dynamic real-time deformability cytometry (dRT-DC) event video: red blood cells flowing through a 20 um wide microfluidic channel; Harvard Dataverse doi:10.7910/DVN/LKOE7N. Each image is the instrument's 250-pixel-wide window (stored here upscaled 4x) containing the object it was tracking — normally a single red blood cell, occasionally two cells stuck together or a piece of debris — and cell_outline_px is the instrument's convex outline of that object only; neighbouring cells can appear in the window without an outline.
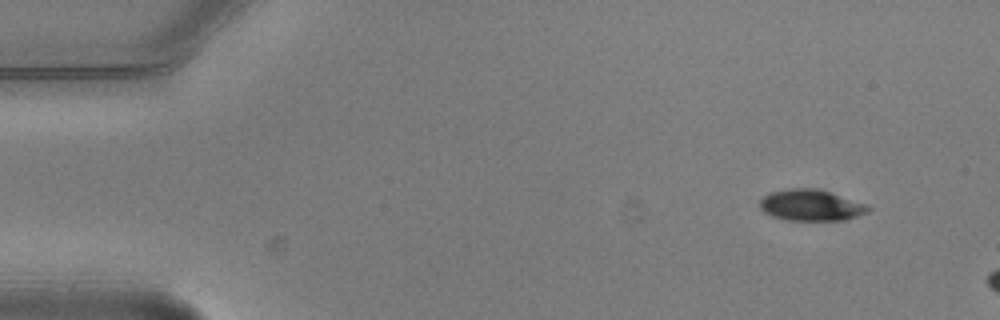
{"species": "common noctule bat (a hibernating species)", "species_latin": "Nyctalus noctula", "temperature_condition": "warm", "stored_images_in_passage": 2, "camera_frame_rate_fps": 3000, "um_per_image_px": 0.085, "animal": {"sex": "male", "body_mass_g": 20.5, "forearm_length_mm": 52.5}, "frame": {"image": 1, "passage_image": 1, "time_ms": 0.0, "image_size_px": [1000, 320], "cell_outline_px": [[872, 208], [868, 212], [844, 220], [784, 220], [772, 216], [764, 212], [760, 208], [760, 200], [764, 196], [772, 192], [792, 188], [816, 188], [864, 204]], "centroid_in_image_um": [68.89, 17.45], "position_along_channel_um": 16.1, "area_um2": 19.36}}